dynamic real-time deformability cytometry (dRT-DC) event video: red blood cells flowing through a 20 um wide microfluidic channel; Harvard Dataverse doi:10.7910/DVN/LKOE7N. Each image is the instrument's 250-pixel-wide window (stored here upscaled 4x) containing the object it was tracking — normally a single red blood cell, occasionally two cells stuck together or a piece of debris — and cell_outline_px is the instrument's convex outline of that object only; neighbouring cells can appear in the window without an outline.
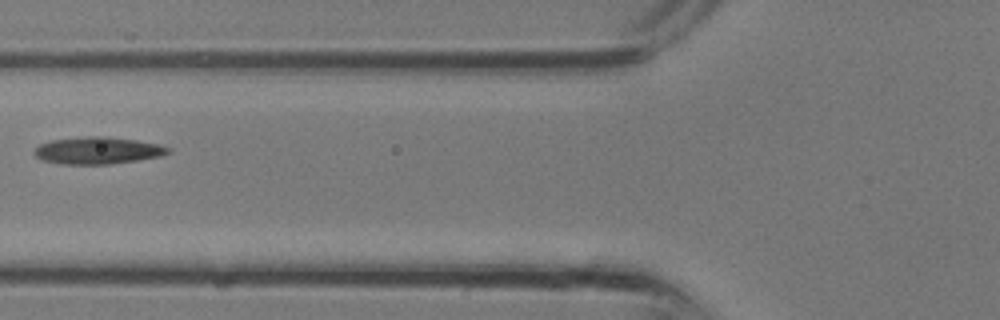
{"species": "common noctule bat (a hibernating species)", "species_latin": "Nyctalus noctula", "temperature_condition": "room temperature", "stored_images_in_passage": 5, "camera_frame_rate_fps": 3000, "um_per_image_px": 0.085, "animal": {"sex": "male", "body_mass_g": 13.3}, "frame": {"image": 1, "passage_image": 4, "time_ms": 1.0, "image_size_px": [1000, 320], "cell_outline_px": [[172, 152], [160, 156], [136, 160], [108, 164], [60, 164], [44, 160], [36, 156], [32, 152], [40, 144], [52, 140], [88, 136], [108, 136], [136, 140], [160, 144], [172, 148]], "centroid_in_image_um": [8.34, 12.78], "position_along_channel_um": 117.5, "area_um2": 21.1}}